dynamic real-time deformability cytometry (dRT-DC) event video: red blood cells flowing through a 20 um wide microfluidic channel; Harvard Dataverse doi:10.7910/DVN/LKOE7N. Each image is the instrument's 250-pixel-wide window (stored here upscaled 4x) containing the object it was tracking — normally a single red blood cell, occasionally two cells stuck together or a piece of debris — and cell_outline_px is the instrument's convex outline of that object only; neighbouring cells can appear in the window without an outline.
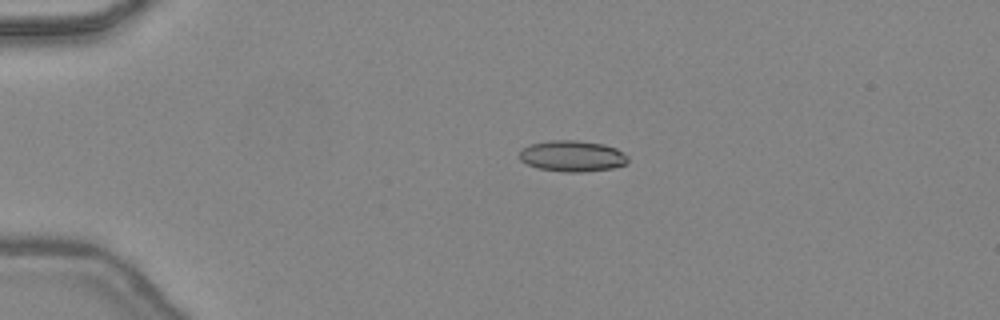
{"species": "common noctule bat (a hibernating species)", "species_latin": "Nyctalus noctula", "temperature_condition": "warm", "stored_images_in_passage": 42, "camera_frame_rate_fps": 3000, "um_per_image_px": 0.085, "animal": {"sex": "female", "body_mass_g": 24.6, "forearm_length_mm": 56.2}, "frame": {"image": 1, "passage_image": 12, "time_ms": 3.667, "image_size_px": [1000, 320], "cell_outline_px": [[628, 164], [612, 168], [580, 172], [564, 172], [540, 168], [528, 164], [520, 160], [520, 148], [532, 144], [552, 140], [576, 140], [604, 144], [616, 148], [624, 152], [628, 156]], "centroid_in_image_um": [48.68, 13.26], "position_along_channel_um": 36.3, "area_um2": 19.65}}
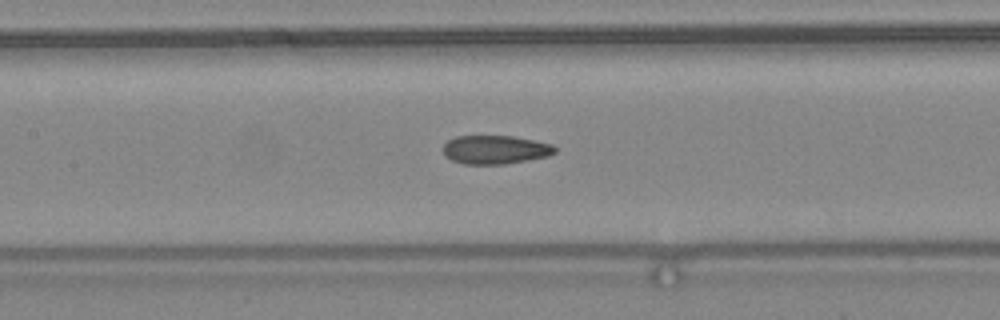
{"frame": {"image": 2, "passage_image": 24, "time_ms": 7.667, "image_size_px": [1000, 320], "cell_outline_px": [[556, 152], [548, 156], [528, 160], [504, 164], [464, 164], [452, 160], [444, 156], [444, 144], [448, 140], [456, 136], [512, 136], [552, 144], [556, 148]], "centroid_in_image_um": [42.09, 12.72], "position_along_channel_um": 165.3, "area_um2": 18.61}}
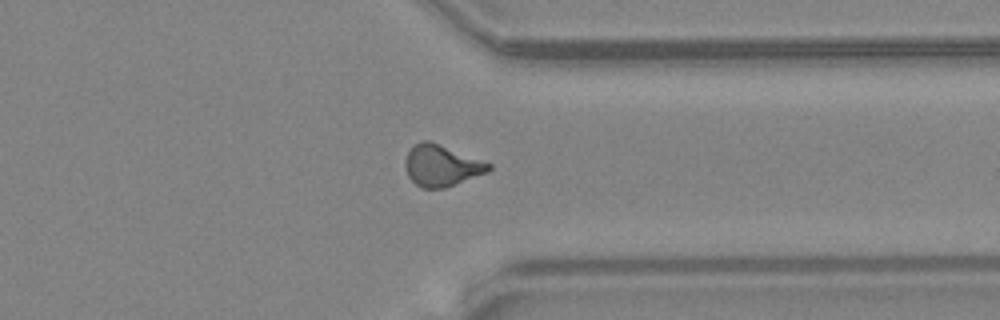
{"frame": {"image": 3, "passage_image": 38, "time_ms": 12.333, "image_size_px": [1000, 320], "cell_outline_px": [[492, 168], [488, 172], [444, 188], [420, 188], [408, 176], [404, 168], [404, 164], [408, 152], [420, 140], [428, 140], [492, 164]], "centroid_in_image_um": [37.51, 14.08], "position_along_channel_um": 373.9, "area_um2": 19.88}, "authors_computed_cell_mechanics": {"area_um2": 19.2474, "velocity_mm_per_s": 4.5044, "shape_relaxation_time_tau1_ms": null, "shape_relaxation_time_tau2_ms": 1.3574, "deformation_change_tau1": null, "deformation_change_tau2": 0.0695}}